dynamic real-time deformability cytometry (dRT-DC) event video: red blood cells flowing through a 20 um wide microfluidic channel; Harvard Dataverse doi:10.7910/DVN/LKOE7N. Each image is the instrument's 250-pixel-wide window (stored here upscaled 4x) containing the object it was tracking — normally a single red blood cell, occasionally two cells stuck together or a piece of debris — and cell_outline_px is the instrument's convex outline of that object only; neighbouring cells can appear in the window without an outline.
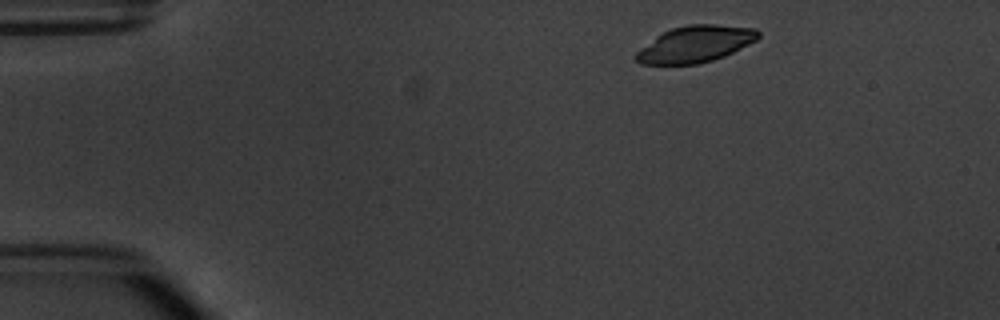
{"species": "common noctule bat (a hibernating species)", "species_latin": "Nyctalus noctula", "temperature_condition": "warm", "stored_images_in_passage": 3, "camera_frame_rate_fps": 3000, "um_per_image_px": 0.085, "animal": {"sex": "male", "body_mass_g": 20.1, "forearm_length_mm": 53.5}, "frame": {"image": 1, "passage_image": 1, "time_ms": 0.0, "image_size_px": [1000, 320], "cell_outline_px": [[760, 36], [756, 40], [724, 56], [712, 60], [696, 64], [640, 64], [632, 56], [640, 48], [656, 36], [672, 28], [688, 24], [716, 24], [756, 28], [760, 32]], "centroid_in_image_um": [59.09, 3.74], "position_along_channel_um": 25.9, "area_um2": 25.95}}